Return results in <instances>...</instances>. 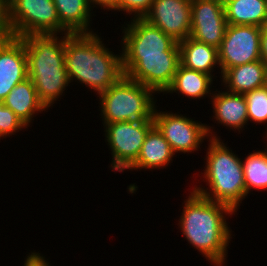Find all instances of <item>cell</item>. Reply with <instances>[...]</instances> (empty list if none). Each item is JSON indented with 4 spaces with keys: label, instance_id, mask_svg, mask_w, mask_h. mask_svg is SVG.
Listing matches in <instances>:
<instances>
[{
    "label": "cell",
    "instance_id": "obj_1",
    "mask_svg": "<svg viewBox=\"0 0 267 266\" xmlns=\"http://www.w3.org/2000/svg\"><path fill=\"white\" fill-rule=\"evenodd\" d=\"M185 199L177 224L188 244L200 252L214 266L227 263L232 230L228 217L236 213L228 206L210 201L191 190ZM228 216V217H226Z\"/></svg>",
    "mask_w": 267,
    "mask_h": 266
},
{
    "label": "cell",
    "instance_id": "obj_2",
    "mask_svg": "<svg viewBox=\"0 0 267 266\" xmlns=\"http://www.w3.org/2000/svg\"><path fill=\"white\" fill-rule=\"evenodd\" d=\"M97 33H67L64 60L70 83L80 82L96 95L124 75L121 51L115 54Z\"/></svg>",
    "mask_w": 267,
    "mask_h": 266
},
{
    "label": "cell",
    "instance_id": "obj_3",
    "mask_svg": "<svg viewBox=\"0 0 267 266\" xmlns=\"http://www.w3.org/2000/svg\"><path fill=\"white\" fill-rule=\"evenodd\" d=\"M205 166L201 172L206 186L194 185L192 190L217 203L224 204L237 213L246 194L242 158L238 157L221 139L207 140Z\"/></svg>",
    "mask_w": 267,
    "mask_h": 266
},
{
    "label": "cell",
    "instance_id": "obj_4",
    "mask_svg": "<svg viewBox=\"0 0 267 266\" xmlns=\"http://www.w3.org/2000/svg\"><path fill=\"white\" fill-rule=\"evenodd\" d=\"M155 94L151 88L123 75L97 96L102 124L153 119Z\"/></svg>",
    "mask_w": 267,
    "mask_h": 266
},
{
    "label": "cell",
    "instance_id": "obj_5",
    "mask_svg": "<svg viewBox=\"0 0 267 266\" xmlns=\"http://www.w3.org/2000/svg\"><path fill=\"white\" fill-rule=\"evenodd\" d=\"M120 27L122 57L180 56L178 42L143 18L130 19Z\"/></svg>",
    "mask_w": 267,
    "mask_h": 266
},
{
    "label": "cell",
    "instance_id": "obj_6",
    "mask_svg": "<svg viewBox=\"0 0 267 266\" xmlns=\"http://www.w3.org/2000/svg\"><path fill=\"white\" fill-rule=\"evenodd\" d=\"M157 107L156 105L153 114L154 125L170 144L174 153H194L201 149L200 146L204 140L221 139L213 131L214 128L208 124L195 121L194 118H189L186 114H179V112L177 114L160 111Z\"/></svg>",
    "mask_w": 267,
    "mask_h": 266
},
{
    "label": "cell",
    "instance_id": "obj_7",
    "mask_svg": "<svg viewBox=\"0 0 267 266\" xmlns=\"http://www.w3.org/2000/svg\"><path fill=\"white\" fill-rule=\"evenodd\" d=\"M154 120L122 121L104 124L105 142L111 149L109 167L119 173L127 170L138 158L148 131Z\"/></svg>",
    "mask_w": 267,
    "mask_h": 266
},
{
    "label": "cell",
    "instance_id": "obj_8",
    "mask_svg": "<svg viewBox=\"0 0 267 266\" xmlns=\"http://www.w3.org/2000/svg\"><path fill=\"white\" fill-rule=\"evenodd\" d=\"M9 17L15 37L60 34L53 0H10Z\"/></svg>",
    "mask_w": 267,
    "mask_h": 266
},
{
    "label": "cell",
    "instance_id": "obj_9",
    "mask_svg": "<svg viewBox=\"0 0 267 266\" xmlns=\"http://www.w3.org/2000/svg\"><path fill=\"white\" fill-rule=\"evenodd\" d=\"M262 27L228 24L218 49L223 74L228 68L261 60L260 37Z\"/></svg>",
    "mask_w": 267,
    "mask_h": 266
},
{
    "label": "cell",
    "instance_id": "obj_10",
    "mask_svg": "<svg viewBox=\"0 0 267 266\" xmlns=\"http://www.w3.org/2000/svg\"><path fill=\"white\" fill-rule=\"evenodd\" d=\"M179 64L180 56L122 57L124 75L151 88L156 95H164L171 86Z\"/></svg>",
    "mask_w": 267,
    "mask_h": 266
},
{
    "label": "cell",
    "instance_id": "obj_11",
    "mask_svg": "<svg viewBox=\"0 0 267 266\" xmlns=\"http://www.w3.org/2000/svg\"><path fill=\"white\" fill-rule=\"evenodd\" d=\"M227 26L223 3L191 0V38L219 49Z\"/></svg>",
    "mask_w": 267,
    "mask_h": 266
},
{
    "label": "cell",
    "instance_id": "obj_12",
    "mask_svg": "<svg viewBox=\"0 0 267 266\" xmlns=\"http://www.w3.org/2000/svg\"><path fill=\"white\" fill-rule=\"evenodd\" d=\"M22 39L28 72L67 71L64 62L66 34L27 35Z\"/></svg>",
    "mask_w": 267,
    "mask_h": 266
},
{
    "label": "cell",
    "instance_id": "obj_13",
    "mask_svg": "<svg viewBox=\"0 0 267 266\" xmlns=\"http://www.w3.org/2000/svg\"><path fill=\"white\" fill-rule=\"evenodd\" d=\"M143 19L180 42L190 36L191 0H154Z\"/></svg>",
    "mask_w": 267,
    "mask_h": 266
},
{
    "label": "cell",
    "instance_id": "obj_14",
    "mask_svg": "<svg viewBox=\"0 0 267 266\" xmlns=\"http://www.w3.org/2000/svg\"><path fill=\"white\" fill-rule=\"evenodd\" d=\"M28 78L23 39L12 37L0 41V102L18 84Z\"/></svg>",
    "mask_w": 267,
    "mask_h": 266
},
{
    "label": "cell",
    "instance_id": "obj_15",
    "mask_svg": "<svg viewBox=\"0 0 267 266\" xmlns=\"http://www.w3.org/2000/svg\"><path fill=\"white\" fill-rule=\"evenodd\" d=\"M216 89L211 96L213 121L223 125L226 129L240 132L247 129V102L244 94L231 93ZM245 128V129H244Z\"/></svg>",
    "mask_w": 267,
    "mask_h": 266
},
{
    "label": "cell",
    "instance_id": "obj_16",
    "mask_svg": "<svg viewBox=\"0 0 267 266\" xmlns=\"http://www.w3.org/2000/svg\"><path fill=\"white\" fill-rule=\"evenodd\" d=\"M175 155L170 144L154 125L145 137L137 160L127 171L163 169L173 162Z\"/></svg>",
    "mask_w": 267,
    "mask_h": 266
},
{
    "label": "cell",
    "instance_id": "obj_17",
    "mask_svg": "<svg viewBox=\"0 0 267 266\" xmlns=\"http://www.w3.org/2000/svg\"><path fill=\"white\" fill-rule=\"evenodd\" d=\"M180 49V64L188 69L200 71L211 75L214 79L215 68L222 76L219 64L218 49L203 42L197 41L190 36L178 42ZM219 68V69H218Z\"/></svg>",
    "mask_w": 267,
    "mask_h": 266
},
{
    "label": "cell",
    "instance_id": "obj_18",
    "mask_svg": "<svg viewBox=\"0 0 267 266\" xmlns=\"http://www.w3.org/2000/svg\"><path fill=\"white\" fill-rule=\"evenodd\" d=\"M60 20V34L93 33L89 0H53ZM93 14V15H92Z\"/></svg>",
    "mask_w": 267,
    "mask_h": 266
},
{
    "label": "cell",
    "instance_id": "obj_19",
    "mask_svg": "<svg viewBox=\"0 0 267 266\" xmlns=\"http://www.w3.org/2000/svg\"><path fill=\"white\" fill-rule=\"evenodd\" d=\"M223 89L231 93L246 94L265 87V62L261 59L228 68L221 76Z\"/></svg>",
    "mask_w": 267,
    "mask_h": 266
},
{
    "label": "cell",
    "instance_id": "obj_20",
    "mask_svg": "<svg viewBox=\"0 0 267 266\" xmlns=\"http://www.w3.org/2000/svg\"><path fill=\"white\" fill-rule=\"evenodd\" d=\"M2 102L6 107L11 109L27 127L31 125L34 121L33 118H35L38 113L47 110L39 101L36 89L29 77L21 83H18Z\"/></svg>",
    "mask_w": 267,
    "mask_h": 266
},
{
    "label": "cell",
    "instance_id": "obj_21",
    "mask_svg": "<svg viewBox=\"0 0 267 266\" xmlns=\"http://www.w3.org/2000/svg\"><path fill=\"white\" fill-rule=\"evenodd\" d=\"M213 77L206 73L188 69L181 64L178 65L171 86L165 91L167 93H176V95H182L192 100H200L203 97L212 96L214 91L212 90Z\"/></svg>",
    "mask_w": 267,
    "mask_h": 266
},
{
    "label": "cell",
    "instance_id": "obj_22",
    "mask_svg": "<svg viewBox=\"0 0 267 266\" xmlns=\"http://www.w3.org/2000/svg\"><path fill=\"white\" fill-rule=\"evenodd\" d=\"M224 10L228 24L257 27L267 24V0H228Z\"/></svg>",
    "mask_w": 267,
    "mask_h": 266
},
{
    "label": "cell",
    "instance_id": "obj_23",
    "mask_svg": "<svg viewBox=\"0 0 267 266\" xmlns=\"http://www.w3.org/2000/svg\"><path fill=\"white\" fill-rule=\"evenodd\" d=\"M39 101L47 110L54 106L59 98L64 96L65 90L70 86L67 71L28 72Z\"/></svg>",
    "mask_w": 267,
    "mask_h": 266
},
{
    "label": "cell",
    "instance_id": "obj_24",
    "mask_svg": "<svg viewBox=\"0 0 267 266\" xmlns=\"http://www.w3.org/2000/svg\"><path fill=\"white\" fill-rule=\"evenodd\" d=\"M246 194L253 190L267 191V145L265 150L253 151L242 159ZM253 189V190H252Z\"/></svg>",
    "mask_w": 267,
    "mask_h": 266
},
{
    "label": "cell",
    "instance_id": "obj_25",
    "mask_svg": "<svg viewBox=\"0 0 267 266\" xmlns=\"http://www.w3.org/2000/svg\"><path fill=\"white\" fill-rule=\"evenodd\" d=\"M247 102L248 123L266 124L267 123V87L255 89L244 94ZM266 132H263L267 140V124L264 125Z\"/></svg>",
    "mask_w": 267,
    "mask_h": 266
},
{
    "label": "cell",
    "instance_id": "obj_26",
    "mask_svg": "<svg viewBox=\"0 0 267 266\" xmlns=\"http://www.w3.org/2000/svg\"><path fill=\"white\" fill-rule=\"evenodd\" d=\"M28 128L16 114L6 107L3 102H0V140L5 139L15 133Z\"/></svg>",
    "mask_w": 267,
    "mask_h": 266
},
{
    "label": "cell",
    "instance_id": "obj_27",
    "mask_svg": "<svg viewBox=\"0 0 267 266\" xmlns=\"http://www.w3.org/2000/svg\"><path fill=\"white\" fill-rule=\"evenodd\" d=\"M154 0H119L118 11L131 16L130 19L144 18Z\"/></svg>",
    "mask_w": 267,
    "mask_h": 266
},
{
    "label": "cell",
    "instance_id": "obj_28",
    "mask_svg": "<svg viewBox=\"0 0 267 266\" xmlns=\"http://www.w3.org/2000/svg\"><path fill=\"white\" fill-rule=\"evenodd\" d=\"M14 37L9 17V1L0 0V41Z\"/></svg>",
    "mask_w": 267,
    "mask_h": 266
},
{
    "label": "cell",
    "instance_id": "obj_29",
    "mask_svg": "<svg viewBox=\"0 0 267 266\" xmlns=\"http://www.w3.org/2000/svg\"><path fill=\"white\" fill-rule=\"evenodd\" d=\"M22 266H53L51 265L44 255L39 252L31 251L25 258L24 265Z\"/></svg>",
    "mask_w": 267,
    "mask_h": 266
},
{
    "label": "cell",
    "instance_id": "obj_30",
    "mask_svg": "<svg viewBox=\"0 0 267 266\" xmlns=\"http://www.w3.org/2000/svg\"><path fill=\"white\" fill-rule=\"evenodd\" d=\"M90 1V5L91 8L94 9L95 8H100L102 10L105 11H117L118 12V1L119 0H89ZM97 5V6H96Z\"/></svg>",
    "mask_w": 267,
    "mask_h": 266
},
{
    "label": "cell",
    "instance_id": "obj_31",
    "mask_svg": "<svg viewBox=\"0 0 267 266\" xmlns=\"http://www.w3.org/2000/svg\"><path fill=\"white\" fill-rule=\"evenodd\" d=\"M260 53L261 59L267 63V24L262 27L260 37Z\"/></svg>",
    "mask_w": 267,
    "mask_h": 266
},
{
    "label": "cell",
    "instance_id": "obj_32",
    "mask_svg": "<svg viewBox=\"0 0 267 266\" xmlns=\"http://www.w3.org/2000/svg\"><path fill=\"white\" fill-rule=\"evenodd\" d=\"M265 86L267 87V63H265Z\"/></svg>",
    "mask_w": 267,
    "mask_h": 266
},
{
    "label": "cell",
    "instance_id": "obj_33",
    "mask_svg": "<svg viewBox=\"0 0 267 266\" xmlns=\"http://www.w3.org/2000/svg\"><path fill=\"white\" fill-rule=\"evenodd\" d=\"M216 1H219V2H221L223 4H225L228 0H216Z\"/></svg>",
    "mask_w": 267,
    "mask_h": 266
}]
</instances>
